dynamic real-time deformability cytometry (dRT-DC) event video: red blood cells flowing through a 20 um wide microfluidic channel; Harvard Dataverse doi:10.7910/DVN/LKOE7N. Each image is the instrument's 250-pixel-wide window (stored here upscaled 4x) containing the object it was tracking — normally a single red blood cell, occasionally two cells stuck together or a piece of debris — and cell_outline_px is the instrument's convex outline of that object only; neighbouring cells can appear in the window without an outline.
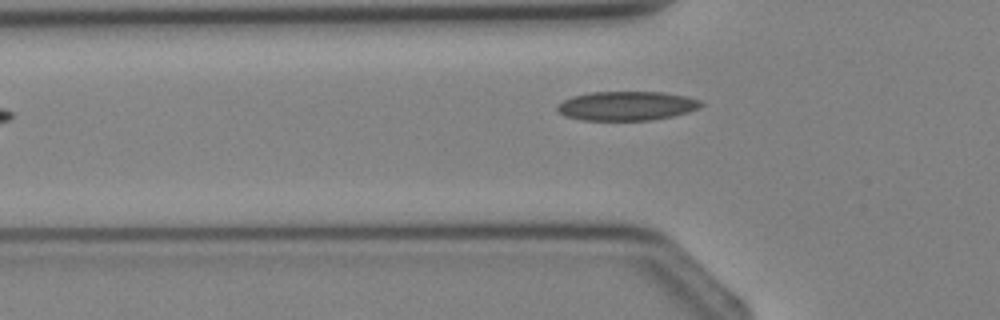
{"species": "Egyptian fruit bat (a non-hibernating species)", "species_latin": "Rousettus aegyptiacus", "temperature_condition": "cold", "stored_images_in_passage": 3, "camera_frame_rate_fps": 3000, "um_per_image_px": 0.085, "animal": {"sex": "female"}, "frame": {"image": 1, "passage_image": 3, "time_ms": 2.333, "image_size_px": [1000, 320], "cell_outline_px": [[704, 104], [700, 108], [688, 112], [672, 116], [652, 120], [580, 120], [564, 116], [556, 112], [556, 108], [564, 100], [572, 96], [592, 92], [660, 92], [684, 96], [700, 100]], "centroid_in_image_um": [53.25, 9.01], "position_along_channel_um": 72.6, "area_um2": 24.45}}